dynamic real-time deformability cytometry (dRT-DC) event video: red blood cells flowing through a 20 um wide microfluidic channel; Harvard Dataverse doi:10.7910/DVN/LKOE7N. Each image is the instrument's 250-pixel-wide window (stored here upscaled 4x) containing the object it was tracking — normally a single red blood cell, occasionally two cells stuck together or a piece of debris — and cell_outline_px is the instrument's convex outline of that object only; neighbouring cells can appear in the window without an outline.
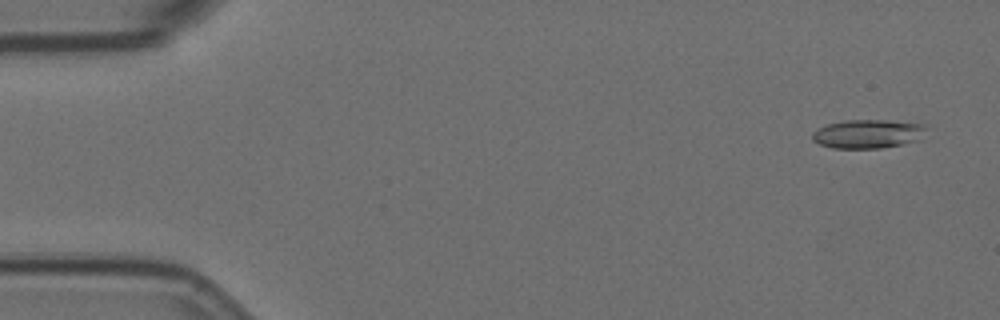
{"species": "Egyptian fruit bat (a non-hibernating species)", "species_latin": "Rousettus aegyptiacus", "temperature_condition": "room temperature", "stored_images_in_passage": 5, "camera_frame_rate_fps": 3000, "um_per_image_px": 0.085, "animal": {"sex": "female"}, "frame": {"image": 1, "passage_image": 1, "time_ms": 0.0, "image_size_px": [1000, 320], "cell_outline_px": [[928, 128], [920, 140], [880, 148], [832, 148], [820, 144], [812, 140], [812, 132], [828, 124], [844, 120], [888, 120], [924, 124]], "centroid_in_image_um": [73.79, 11.37], "position_along_channel_um": 11.2, "area_um2": 19.13}}
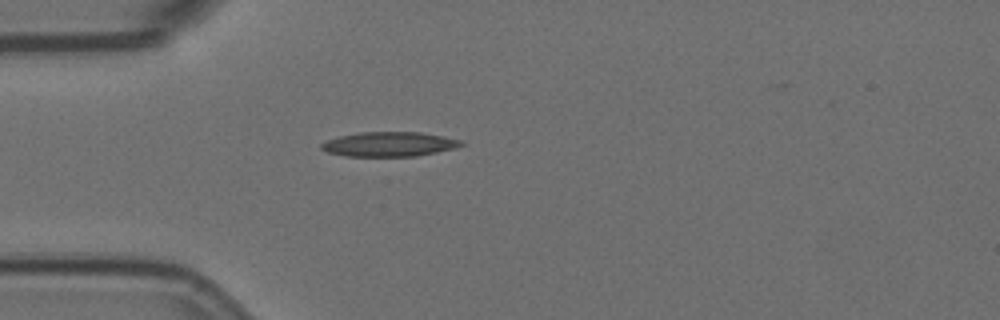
{"frame": {"image": 2, "passage_image": 5, "time_ms": 1.333, "image_size_px": [1000, 320], "cell_outline_px": [[464, 144], [456, 148], [416, 156], [344, 156], [328, 152], [320, 148], [320, 144], [328, 140], [340, 136], [360, 132], [420, 132], [444, 136], [460, 140]], "centroid_in_image_um": [33.08, 12.25], "position_along_channel_um": 51.9, "area_um2": 19.94}}